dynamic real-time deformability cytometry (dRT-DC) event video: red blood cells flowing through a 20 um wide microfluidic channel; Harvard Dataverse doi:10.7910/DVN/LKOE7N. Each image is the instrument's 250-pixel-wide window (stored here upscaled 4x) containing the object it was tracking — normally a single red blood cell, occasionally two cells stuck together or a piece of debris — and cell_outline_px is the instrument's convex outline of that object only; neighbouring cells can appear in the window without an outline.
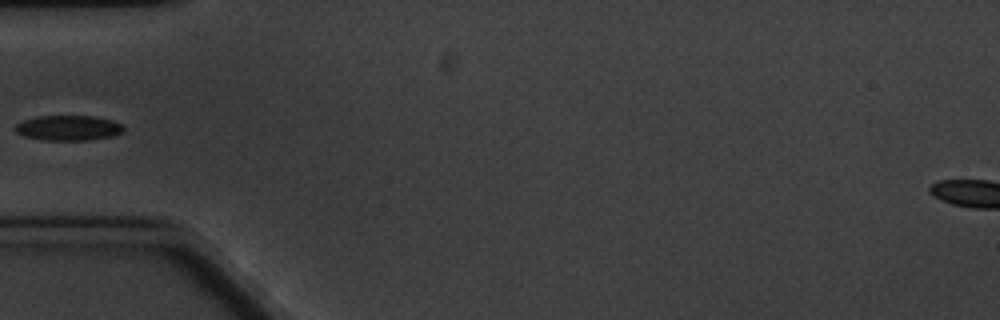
{"species": "common noctule bat (a hibernating species)", "species_latin": "Nyctalus noctula", "temperature_condition": "cold", "stored_images_in_passage": 5, "camera_frame_rate_fps": 3000, "um_per_image_px": 0.085, "animal": {"sex": "male", "body_mass_g": 20.1, "forearm_length_mm": 53.5}, "frame": {"image": 1, "passage_image": 5, "time_ms": 4.333, "image_size_px": [1000, 320], "cell_outline_px": [[124, 132], [112, 136], [88, 140], [40, 140], [24, 136], [16, 132], [16, 124], [24, 120], [36, 116], [92, 116], [112, 120], [120, 124], [124, 128]], "centroid_in_image_um": [5.81, 10.88], "position_along_channel_um": 79.2, "area_um2": 15.84}}